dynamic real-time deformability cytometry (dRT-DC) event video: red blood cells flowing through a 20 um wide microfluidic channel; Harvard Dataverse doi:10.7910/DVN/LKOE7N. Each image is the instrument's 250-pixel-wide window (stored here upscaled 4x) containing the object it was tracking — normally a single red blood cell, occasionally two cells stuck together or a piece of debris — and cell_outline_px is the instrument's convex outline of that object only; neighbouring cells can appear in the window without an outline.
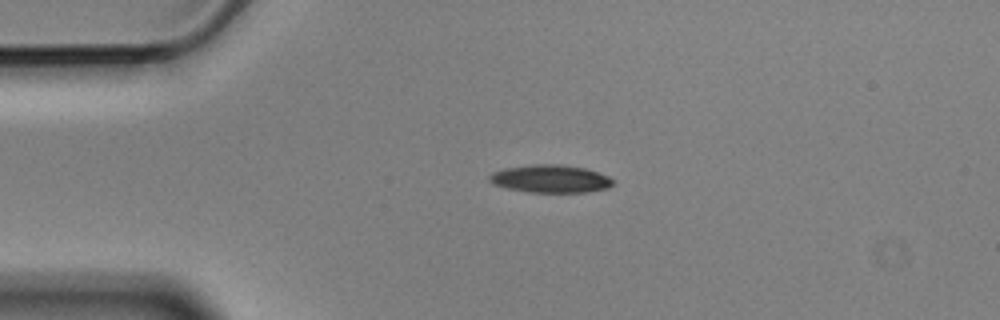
{"species": "Egyptian fruit bat (a non-hibernating species)", "species_latin": "Rousettus aegyptiacus", "temperature_condition": "cold", "stored_images_in_passage": 2, "camera_frame_rate_fps": 3000, "um_per_image_px": 0.085, "animal": {"sex": "male"}, "frame": {"image": 1, "passage_image": 1, "time_ms": 0.0, "image_size_px": [1000, 320], "cell_outline_px": [[616, 184], [608, 188], [588, 192], [528, 192], [508, 188], [492, 184], [488, 180], [488, 176], [492, 172], [504, 168], [528, 164], [560, 164], [584, 168], [608, 176]], "centroid_in_image_um": [46.76, 15.19], "position_along_channel_um": 38.2, "area_um2": 20.17}}